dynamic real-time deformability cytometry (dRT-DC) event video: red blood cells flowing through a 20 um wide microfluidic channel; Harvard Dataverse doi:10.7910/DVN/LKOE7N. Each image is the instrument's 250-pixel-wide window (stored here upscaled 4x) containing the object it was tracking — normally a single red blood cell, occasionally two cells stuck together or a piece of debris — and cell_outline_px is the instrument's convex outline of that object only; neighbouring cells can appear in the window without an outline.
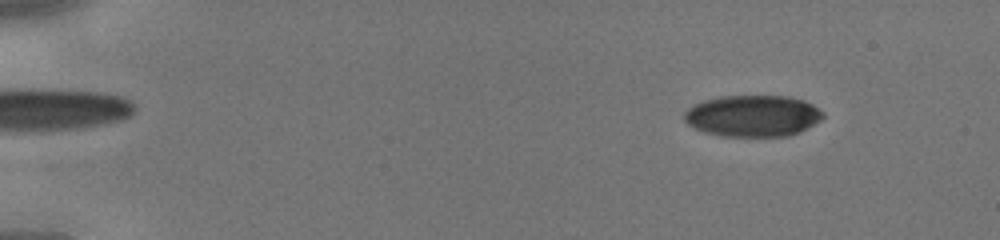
{"species": "human", "species_latin": "Homo sapiens", "temperature_condition": "cold", "stored_images_in_passage": 44, "camera_frame_rate_fps": 3000, "um_per_image_px": 0.085, "donor": {"sex": "male"}, "frame": {"image": 1, "passage_image": 5, "time_ms": 1.333, "image_size_px": [1000, 240], "cell_outline_px": [[824, 116], [820, 120], [800, 132], [788, 136], [720, 136], [704, 132], [688, 124], [684, 120], [684, 112], [688, 108], [704, 100], [720, 96], [788, 96], [804, 100], [812, 104], [824, 112]], "centroid_in_image_um": [64.0, 9.85], "position_along_channel_um": 21.0, "area_um2": 33.58}}
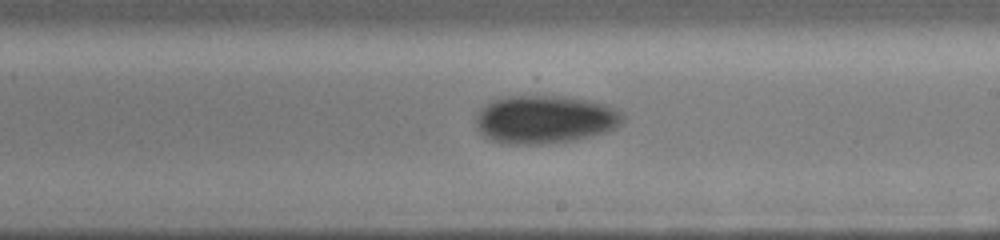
{"frame": {"image": 2, "passage_image": 27, "time_ms": 8.667, "image_size_px": [1000, 240], "cell_outline_px": [[624, 120], [616, 128], [608, 132], [572, 140], [540, 144], [500, 144], [488, 140], [476, 128], [476, 112], [480, 108], [492, 100], [508, 96], [564, 96], [588, 100], [608, 104], [624, 112]], "centroid_in_image_um": [46.31, 10.15], "position_along_channel_um": 242.7, "area_um2": 41.85}}
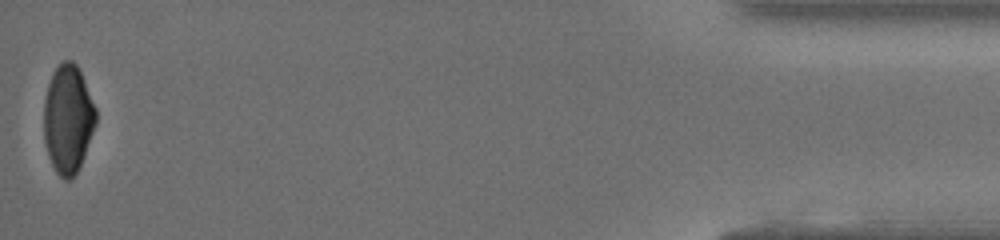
{"frame": {"image": 3, "passage_image": 44, "time_ms": 14.333, "image_size_px": [1000, 240], "cell_outline_px": [[96, 124], [80, 168], [68, 180], [64, 180], [56, 172], [48, 156], [44, 140], [44, 100], [48, 84], [56, 68], [64, 60], [72, 60], [76, 64], [84, 80], [96, 108]], "centroid_in_image_um": [5.78, 10.14], "position_along_channel_um": 429.4, "area_um2": 32.77}}